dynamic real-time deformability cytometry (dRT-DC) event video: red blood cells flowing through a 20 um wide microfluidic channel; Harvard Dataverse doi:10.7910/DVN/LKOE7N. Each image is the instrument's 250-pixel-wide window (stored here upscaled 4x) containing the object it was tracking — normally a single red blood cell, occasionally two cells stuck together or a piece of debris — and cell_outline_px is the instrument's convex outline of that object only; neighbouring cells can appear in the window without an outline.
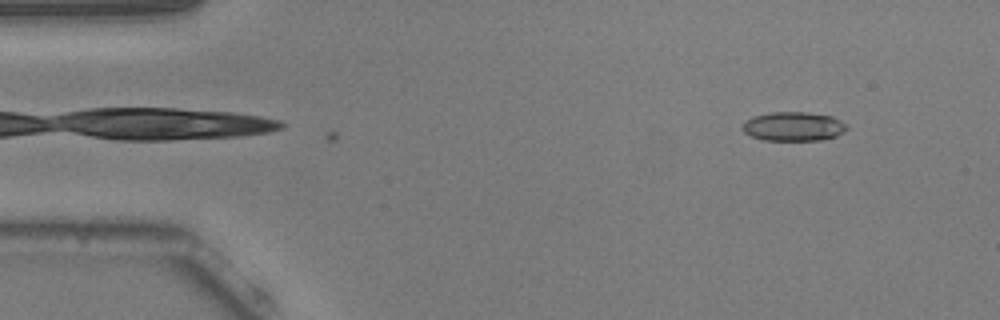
{"species": "common noctule bat (a hibernating species)", "species_latin": "Nyctalus noctula", "temperature_condition": "warm", "stored_images_in_passage": 12, "camera_frame_rate_fps": 3000, "um_per_image_px": 0.085, "animal": {"sex": "male", "body_mass_g": 20.5, "forearm_length_mm": 52.5}, "frame": {"image": 1, "passage_image": 5, "time_ms": 1.333, "image_size_px": [1000, 320], "cell_outline_px": [[848, 128], [844, 132], [836, 136], [820, 140], [764, 140], [752, 136], [744, 132], [744, 124], [748, 120], [756, 116], [772, 112], [804, 112], [832, 116], [848, 124]], "centroid_in_image_um": [67.52, 10.75], "position_along_channel_um": 17.5, "area_um2": 17.46}}